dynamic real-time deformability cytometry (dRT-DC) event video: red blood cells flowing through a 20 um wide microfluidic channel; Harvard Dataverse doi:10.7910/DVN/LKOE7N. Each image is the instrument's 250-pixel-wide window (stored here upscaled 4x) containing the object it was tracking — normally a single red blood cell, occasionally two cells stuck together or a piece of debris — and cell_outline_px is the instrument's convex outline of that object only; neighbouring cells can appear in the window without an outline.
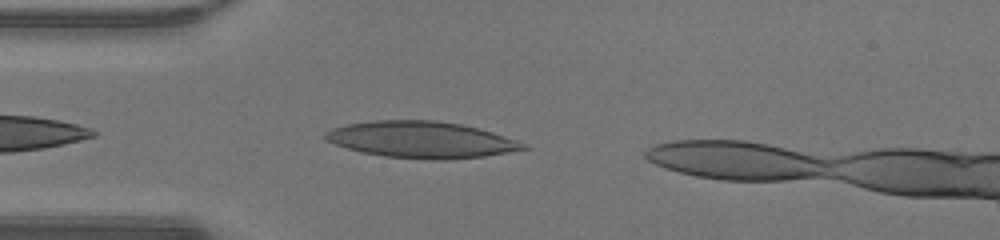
{"species": "human", "species_latin": "Homo sapiens", "temperature_condition": "warm", "stored_images_in_passage": 31, "camera_frame_rate_fps": 3000, "um_per_image_px": 0.085, "donor": {"sex": "male"}, "frame": {"image": 1, "passage_image": 2, "time_ms": 0.333, "image_size_px": [1000, 240], "cell_outline_px": [[532, 148], [484, 156], [448, 160], [432, 160], [384, 156], [360, 152], [324, 140], [324, 132], [332, 128], [348, 124], [372, 120], [436, 120], [460, 124], [480, 128], [516, 140]], "centroid_in_image_um": [35.8, 11.87], "position_along_channel_um": 49.2, "area_um2": 42.19}}
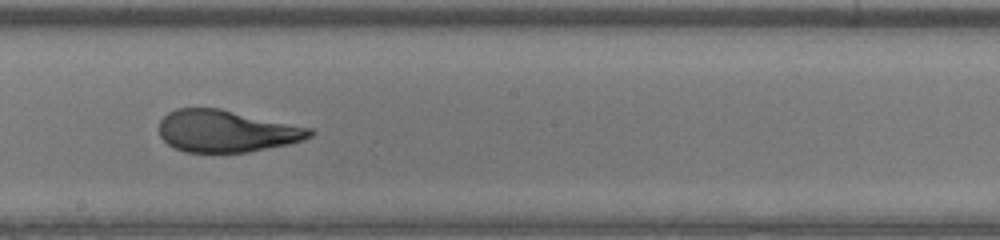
{"frame": {"image": 2, "passage_image": 15, "time_ms": 4.667, "image_size_px": [1000, 240], "cell_outline_px": [[316, 132], [312, 136], [304, 140], [288, 144], [248, 152], [184, 152], [168, 144], [160, 136], [160, 120], [168, 112], [176, 108], [220, 108], [312, 128]], "centroid_in_image_um": [19.27, 11.14], "position_along_channel_um": 228.9, "area_um2": 36.93}}
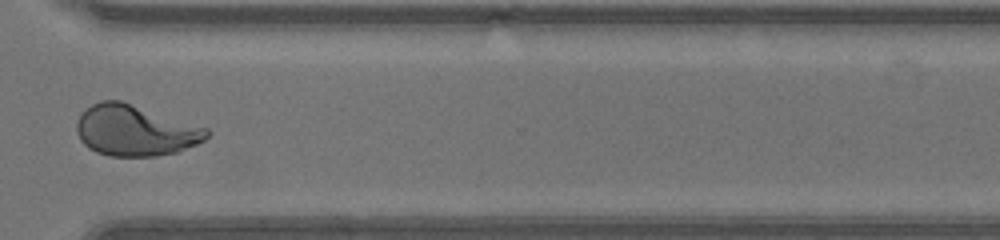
{"frame": {"image": 3, "passage_image": 24, "time_ms": 7.667, "image_size_px": [1000, 240], "cell_outline_px": [[212, 132], [204, 140], [196, 144], [176, 152], [156, 156], [108, 156], [96, 152], [88, 148], [80, 140], [76, 132], [76, 120], [80, 112], [84, 108], [100, 100], [120, 100], [208, 128]], "centroid_in_image_um": [11.44, 11.08], "position_along_channel_um": 359.2, "area_um2": 38.84}, "authors_computed_cell_mechanics": {"area_um2": 38.4948, "velocity_mm_per_s": 4.3519, "shape_relaxation_time_tau1_ms": 8.6907, "shape_relaxation_time_tau2_ms": null, "deformation_change_tau1": 0.3763, "deformation_change_tau2": null}}